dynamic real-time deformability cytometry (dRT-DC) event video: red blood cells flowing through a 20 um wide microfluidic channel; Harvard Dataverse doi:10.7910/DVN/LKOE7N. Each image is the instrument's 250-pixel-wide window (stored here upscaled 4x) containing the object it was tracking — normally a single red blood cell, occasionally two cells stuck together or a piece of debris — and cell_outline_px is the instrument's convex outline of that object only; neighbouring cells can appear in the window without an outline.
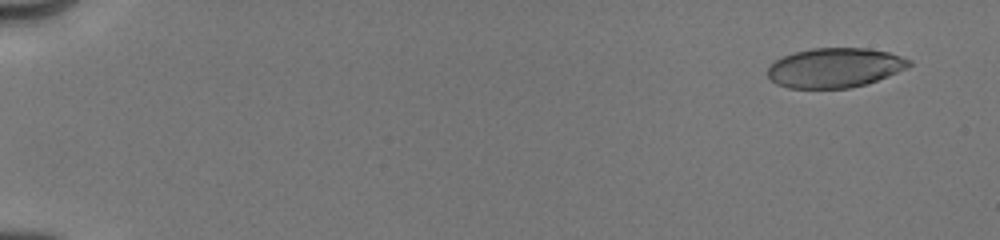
{"species": "human", "species_latin": "Homo sapiens", "temperature_condition": "cold", "stored_images_in_passage": 7, "camera_frame_rate_fps": 3000, "um_per_image_px": 0.085, "donor": {"sex": "male"}, "frame": {"image": 1, "passage_image": 1, "time_ms": 0.0, "image_size_px": [1000, 240], "cell_outline_px": [[912, 64], [888, 76], [864, 84], [848, 88], [788, 88], [776, 84], [768, 76], [768, 68], [776, 60], [784, 56], [796, 52], [812, 48], [868, 48], [888, 52], [912, 60]], "centroid_in_image_um": [70.95, 5.75], "position_along_channel_um": 14.0, "area_um2": 32.31}}
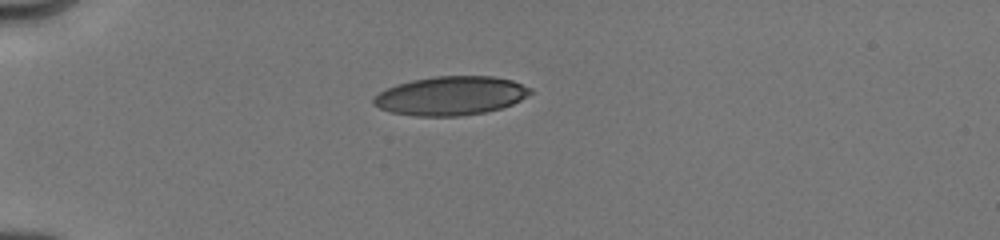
{"frame": {"image": 2, "passage_image": 5, "time_ms": 4.0, "image_size_px": [1000, 240], "cell_outline_px": [[532, 92], [528, 96], [512, 104], [500, 108], [484, 112], [460, 116], [416, 116], [392, 112], [380, 108], [372, 104], [372, 100], [380, 92], [396, 84], [412, 80], [436, 76], [492, 76], [512, 80], [532, 88]], "centroid_in_image_um": [38.33, 8.14], "position_along_channel_um": 46.7, "area_um2": 35.37}}
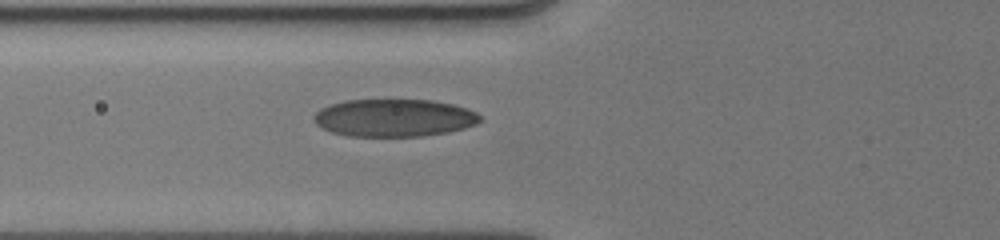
{"frame": {"image": 3, "passage_image": 7, "time_ms": 6.0, "image_size_px": [1000, 240], "cell_outline_px": [[484, 120], [476, 124], [464, 128], [448, 132], [424, 136], [348, 136], [332, 132], [316, 124], [312, 120], [312, 116], [320, 108], [344, 100], [432, 100], [452, 104], [468, 108], [476, 112]], "centroid_in_image_um": [33.51, 10.01], "position_along_channel_um": 92.3, "area_um2": 36.59}}